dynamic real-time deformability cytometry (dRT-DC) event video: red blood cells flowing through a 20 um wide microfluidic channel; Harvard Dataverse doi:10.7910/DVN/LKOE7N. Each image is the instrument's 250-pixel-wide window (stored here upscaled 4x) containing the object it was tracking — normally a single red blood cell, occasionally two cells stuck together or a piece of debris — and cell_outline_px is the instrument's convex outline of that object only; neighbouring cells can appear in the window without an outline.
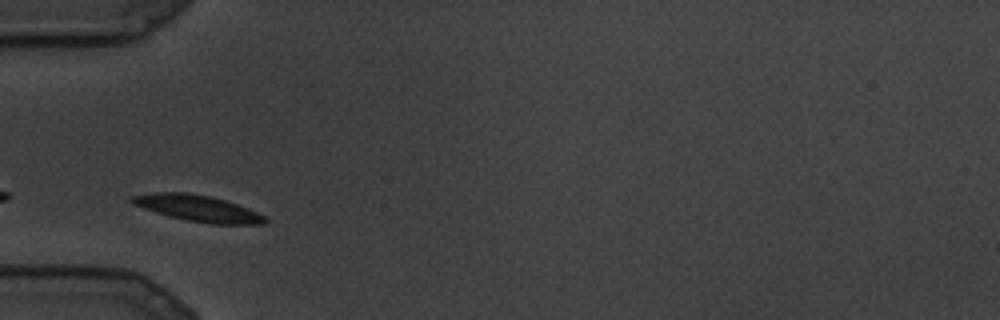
{"species": "common noctule bat (a hibernating species)", "species_latin": "Nyctalus noctula", "temperature_condition": "cold", "stored_images_in_passage": 8, "camera_frame_rate_fps": 3000, "um_per_image_px": 0.085, "animal": {"sex": "male", "body_mass_g": 19.5, "forearm_length_mm": 54.6}, "frame": {"image": 1, "passage_image": 3, "time_ms": 0.667, "image_size_px": [1000, 320], "cell_outline_px": [[268, 220], [264, 224], [212, 224], [188, 220], [168, 216], [132, 204], [128, 200], [132, 196], [156, 192], [188, 192], [208, 196], [224, 200], [236, 204], [256, 212], [264, 216]], "centroid_in_image_um": [16.78, 17.7], "position_along_channel_um": 68.2, "area_um2": 20.11}}
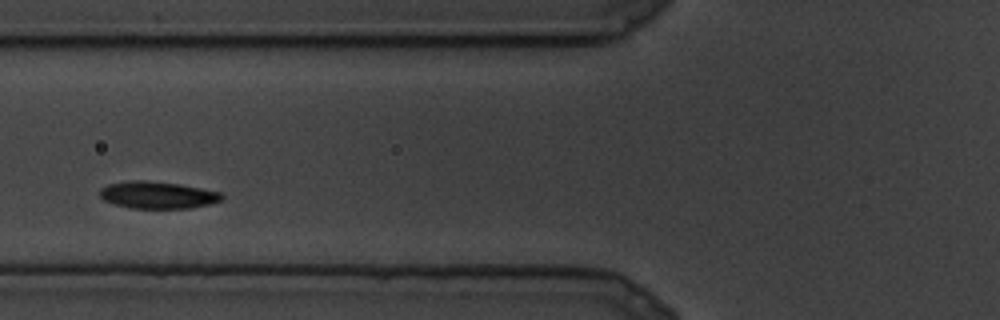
{"frame": {"image": 2, "passage_image": 5, "time_ms": 1.333, "image_size_px": [1000, 320], "cell_outline_px": [[224, 196], [220, 200], [208, 204], [192, 208], [132, 208], [116, 204], [104, 200], [100, 196], [100, 188], [108, 184], [128, 180], [144, 180], [180, 184], [220, 192]], "centroid_in_image_um": [13.37, 16.56], "position_along_channel_um": 112.4, "area_um2": 19.13}}
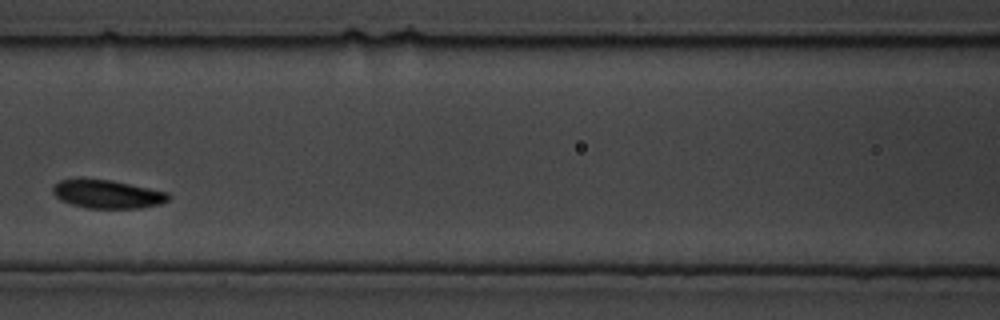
{"frame": {"image": 3, "passage_image": 7, "time_ms": 2.0, "image_size_px": [1000, 320], "cell_outline_px": [[168, 200], [160, 204], [140, 208], [92, 208], [72, 204], [60, 200], [52, 192], [52, 188], [60, 180], [112, 180], [168, 192]], "centroid_in_image_um": [9.15, 16.51], "position_along_channel_um": 157.5, "area_um2": 18.67}}